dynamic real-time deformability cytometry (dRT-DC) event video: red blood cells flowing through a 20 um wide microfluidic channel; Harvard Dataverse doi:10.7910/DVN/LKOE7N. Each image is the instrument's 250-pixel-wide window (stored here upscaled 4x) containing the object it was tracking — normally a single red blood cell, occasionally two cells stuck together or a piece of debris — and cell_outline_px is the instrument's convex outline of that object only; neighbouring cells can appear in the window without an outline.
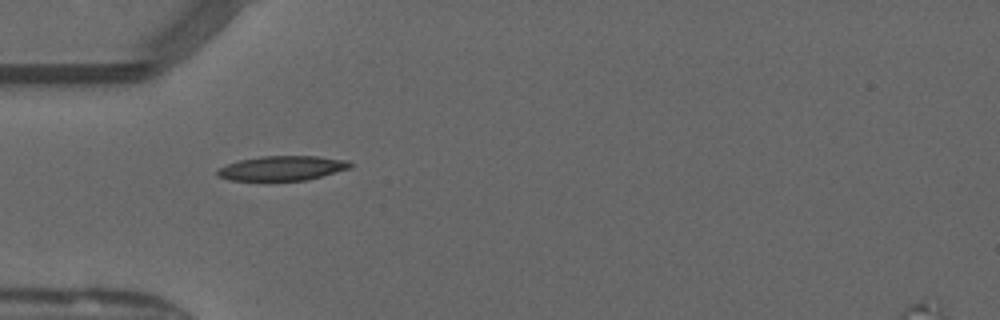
{"species": "common noctule bat (a hibernating species)", "species_latin": "Nyctalus noctula", "temperature_condition": "warm", "stored_images_in_passage": 19, "camera_frame_rate_fps": 3000, "um_per_image_px": 0.085, "animal": {"sex": "male", "forearm_length_mm": 52.5}, "frame": {"image": 1, "passage_image": 1, "time_ms": 0.0, "image_size_px": [1000, 320], "cell_outline_px": [[352, 164], [348, 168], [320, 176], [304, 180], [268, 184], [228, 180], [216, 176], [216, 168], [240, 160], [260, 156], [316, 156], [348, 160]], "centroid_in_image_um": [23.84, 14.35], "position_along_channel_um": 61.2, "area_um2": 19.94}}
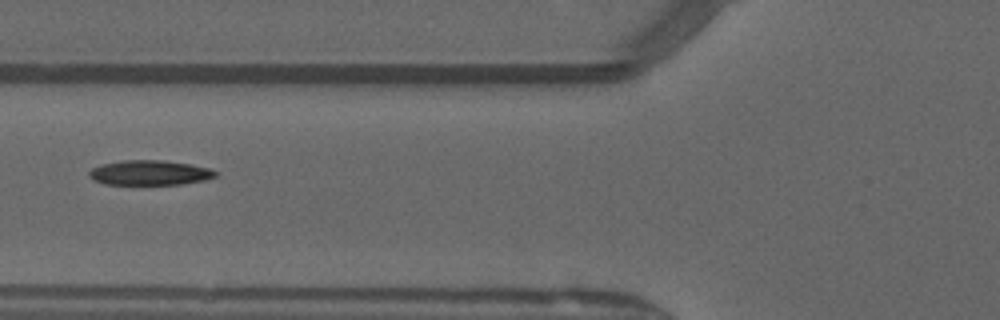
{"frame": {"image": 2, "passage_image": 5, "time_ms": 1.333, "image_size_px": [1000, 320], "cell_outline_px": [[220, 172], [216, 176], [204, 180], [184, 184], [104, 184], [92, 180], [88, 176], [88, 172], [92, 168], [100, 164], [124, 160], [164, 160], [192, 164], [212, 168]], "centroid_in_image_um": [12.75, 14.67], "position_along_channel_um": 113.1, "area_um2": 18.61}}
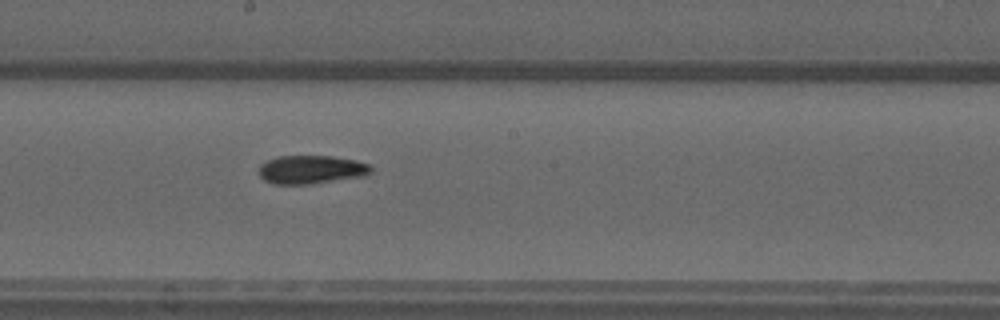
{"frame": {"image": 3, "passage_image": 13, "time_ms": 4.0, "image_size_px": [1000, 320], "cell_outline_px": [[372, 172], [364, 176], [312, 184], [272, 184], [264, 180], [260, 176], [260, 164], [276, 156], [332, 156], [352, 160], [368, 164], [372, 168]], "centroid_in_image_um": [26.43, 14.42], "position_along_channel_um": 221.8, "area_um2": 18.55}}